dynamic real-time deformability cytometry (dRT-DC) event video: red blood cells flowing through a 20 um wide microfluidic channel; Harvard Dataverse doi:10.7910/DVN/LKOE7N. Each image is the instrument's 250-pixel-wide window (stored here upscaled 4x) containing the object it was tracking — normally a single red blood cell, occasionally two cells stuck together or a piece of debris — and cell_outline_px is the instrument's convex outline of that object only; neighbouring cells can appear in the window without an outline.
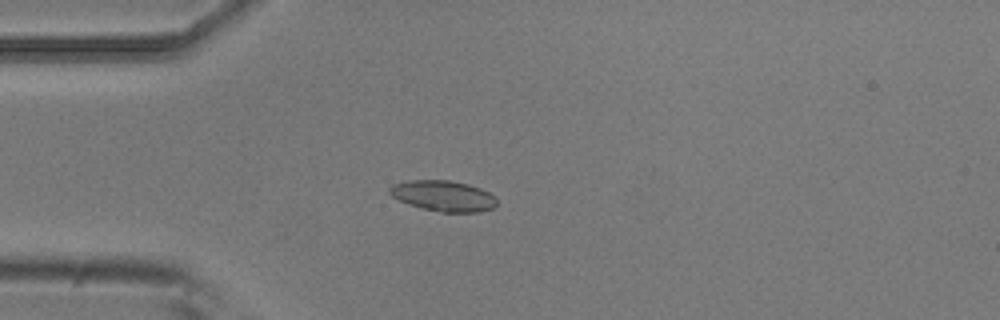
{"species": "common noctule bat (a hibernating species)", "species_latin": "Nyctalus noctula", "temperature_condition": "room temperature", "stored_images_in_passage": 4, "camera_frame_rate_fps": 3000, "um_per_image_px": 0.085, "animal": {"sex": "male", "body_mass_g": 20.5, "forearm_length_mm": 52.5}, "frame": {"image": 1, "passage_image": 3, "time_ms": 0.667, "image_size_px": [1000, 320], "cell_outline_px": [[496, 204], [492, 208], [480, 212], [440, 212], [408, 204], [392, 196], [388, 192], [388, 188], [392, 184], [408, 180], [448, 180], [468, 184], [480, 188], [496, 196]], "centroid_in_image_um": [37.67, 16.64], "position_along_channel_um": 47.3, "area_um2": 19.19}}